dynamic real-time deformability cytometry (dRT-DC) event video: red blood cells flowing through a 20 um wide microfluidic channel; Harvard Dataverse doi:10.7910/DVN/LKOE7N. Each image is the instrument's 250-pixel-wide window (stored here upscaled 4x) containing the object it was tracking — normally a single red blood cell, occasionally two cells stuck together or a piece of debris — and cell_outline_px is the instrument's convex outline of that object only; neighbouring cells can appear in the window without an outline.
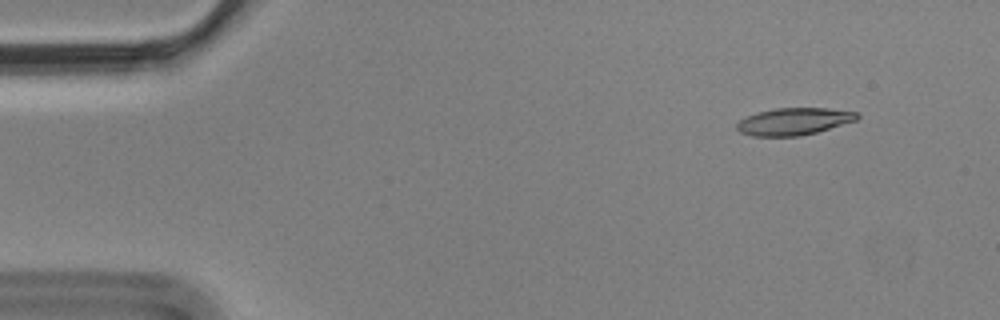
{"species": "Egyptian fruit bat (a non-hibernating species)", "species_latin": "Rousettus aegyptiacus", "temperature_condition": "cold", "stored_images_in_passage": 5, "segment_of_instrument_passage": [1, 2], "camera_frame_rate_fps": 3000, "um_per_image_px": 0.085, "animal": {"sex": "male"}, "frame": {"image": 1, "passage_image": 2, "time_ms": 0.333, "image_size_px": [1000, 320], "cell_outline_px": [[860, 116], [856, 120], [816, 132], [800, 136], [752, 136], [740, 132], [736, 128], [736, 124], [740, 120], [756, 112], [776, 108], [828, 108], [856, 112]], "centroid_in_image_um": [67.45, 10.32], "position_along_channel_um": 17.5, "area_um2": 18.9}}